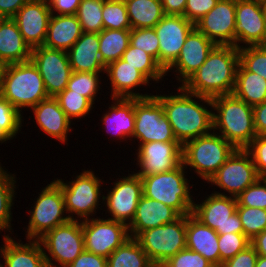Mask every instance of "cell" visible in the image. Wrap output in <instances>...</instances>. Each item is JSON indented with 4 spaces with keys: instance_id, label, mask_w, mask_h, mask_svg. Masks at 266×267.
<instances>
[{
    "instance_id": "3",
    "label": "cell",
    "mask_w": 266,
    "mask_h": 267,
    "mask_svg": "<svg viewBox=\"0 0 266 267\" xmlns=\"http://www.w3.org/2000/svg\"><path fill=\"white\" fill-rule=\"evenodd\" d=\"M213 131L220 133L236 149H245L257 136L253 107L233 93L212 98Z\"/></svg>"
},
{
    "instance_id": "2",
    "label": "cell",
    "mask_w": 266,
    "mask_h": 267,
    "mask_svg": "<svg viewBox=\"0 0 266 267\" xmlns=\"http://www.w3.org/2000/svg\"><path fill=\"white\" fill-rule=\"evenodd\" d=\"M239 65V49L231 45H215L206 61L183 84L186 91L214 98L232 94Z\"/></svg>"
},
{
    "instance_id": "10",
    "label": "cell",
    "mask_w": 266,
    "mask_h": 267,
    "mask_svg": "<svg viewBox=\"0 0 266 267\" xmlns=\"http://www.w3.org/2000/svg\"><path fill=\"white\" fill-rule=\"evenodd\" d=\"M39 242L46 250L44 256L47 267H67L85 250L82 221L69 220L47 232Z\"/></svg>"
},
{
    "instance_id": "17",
    "label": "cell",
    "mask_w": 266,
    "mask_h": 267,
    "mask_svg": "<svg viewBox=\"0 0 266 267\" xmlns=\"http://www.w3.org/2000/svg\"><path fill=\"white\" fill-rule=\"evenodd\" d=\"M235 22V47L266 45V16L261 0H236Z\"/></svg>"
},
{
    "instance_id": "28",
    "label": "cell",
    "mask_w": 266,
    "mask_h": 267,
    "mask_svg": "<svg viewBox=\"0 0 266 267\" xmlns=\"http://www.w3.org/2000/svg\"><path fill=\"white\" fill-rule=\"evenodd\" d=\"M219 234L203 225L192 214L187 215L186 248L201 254L213 266H220Z\"/></svg>"
},
{
    "instance_id": "30",
    "label": "cell",
    "mask_w": 266,
    "mask_h": 267,
    "mask_svg": "<svg viewBox=\"0 0 266 267\" xmlns=\"http://www.w3.org/2000/svg\"><path fill=\"white\" fill-rule=\"evenodd\" d=\"M32 49L24 41L13 18H0V62L3 65L30 61Z\"/></svg>"
},
{
    "instance_id": "52",
    "label": "cell",
    "mask_w": 266,
    "mask_h": 267,
    "mask_svg": "<svg viewBox=\"0 0 266 267\" xmlns=\"http://www.w3.org/2000/svg\"><path fill=\"white\" fill-rule=\"evenodd\" d=\"M67 267H107V258L84 250Z\"/></svg>"
},
{
    "instance_id": "43",
    "label": "cell",
    "mask_w": 266,
    "mask_h": 267,
    "mask_svg": "<svg viewBox=\"0 0 266 267\" xmlns=\"http://www.w3.org/2000/svg\"><path fill=\"white\" fill-rule=\"evenodd\" d=\"M239 63L250 72L266 79V45L239 48Z\"/></svg>"
},
{
    "instance_id": "37",
    "label": "cell",
    "mask_w": 266,
    "mask_h": 267,
    "mask_svg": "<svg viewBox=\"0 0 266 267\" xmlns=\"http://www.w3.org/2000/svg\"><path fill=\"white\" fill-rule=\"evenodd\" d=\"M14 174H9L0 164V232L1 230L12 234V206L14 204L16 180ZM6 230V231H5ZM10 230V231H9Z\"/></svg>"
},
{
    "instance_id": "50",
    "label": "cell",
    "mask_w": 266,
    "mask_h": 267,
    "mask_svg": "<svg viewBox=\"0 0 266 267\" xmlns=\"http://www.w3.org/2000/svg\"><path fill=\"white\" fill-rule=\"evenodd\" d=\"M219 0H186L184 17L195 24L212 8H214Z\"/></svg>"
},
{
    "instance_id": "16",
    "label": "cell",
    "mask_w": 266,
    "mask_h": 267,
    "mask_svg": "<svg viewBox=\"0 0 266 267\" xmlns=\"http://www.w3.org/2000/svg\"><path fill=\"white\" fill-rule=\"evenodd\" d=\"M113 184L107 196L103 197L107 212L112 216L108 219L125 223L128 226L135 216L138 202L143 195L142 179L133 171L128 176L118 178Z\"/></svg>"
},
{
    "instance_id": "38",
    "label": "cell",
    "mask_w": 266,
    "mask_h": 267,
    "mask_svg": "<svg viewBox=\"0 0 266 267\" xmlns=\"http://www.w3.org/2000/svg\"><path fill=\"white\" fill-rule=\"evenodd\" d=\"M103 3L104 0H81L76 17L83 32L99 33L103 30Z\"/></svg>"
},
{
    "instance_id": "34",
    "label": "cell",
    "mask_w": 266,
    "mask_h": 267,
    "mask_svg": "<svg viewBox=\"0 0 266 267\" xmlns=\"http://www.w3.org/2000/svg\"><path fill=\"white\" fill-rule=\"evenodd\" d=\"M135 238H128L107 258V267H153Z\"/></svg>"
},
{
    "instance_id": "54",
    "label": "cell",
    "mask_w": 266,
    "mask_h": 267,
    "mask_svg": "<svg viewBox=\"0 0 266 267\" xmlns=\"http://www.w3.org/2000/svg\"><path fill=\"white\" fill-rule=\"evenodd\" d=\"M254 126L257 135H266V101L253 107Z\"/></svg>"
},
{
    "instance_id": "33",
    "label": "cell",
    "mask_w": 266,
    "mask_h": 267,
    "mask_svg": "<svg viewBox=\"0 0 266 267\" xmlns=\"http://www.w3.org/2000/svg\"><path fill=\"white\" fill-rule=\"evenodd\" d=\"M131 29L154 28L165 16L161 0H124Z\"/></svg>"
},
{
    "instance_id": "24",
    "label": "cell",
    "mask_w": 266,
    "mask_h": 267,
    "mask_svg": "<svg viewBox=\"0 0 266 267\" xmlns=\"http://www.w3.org/2000/svg\"><path fill=\"white\" fill-rule=\"evenodd\" d=\"M180 216L172 207L142 195L135 216L128 225L129 236L136 238L141 232L174 222Z\"/></svg>"
},
{
    "instance_id": "8",
    "label": "cell",
    "mask_w": 266,
    "mask_h": 267,
    "mask_svg": "<svg viewBox=\"0 0 266 267\" xmlns=\"http://www.w3.org/2000/svg\"><path fill=\"white\" fill-rule=\"evenodd\" d=\"M187 215L141 232L135 239L154 265H162L186 248Z\"/></svg>"
},
{
    "instance_id": "7",
    "label": "cell",
    "mask_w": 266,
    "mask_h": 267,
    "mask_svg": "<svg viewBox=\"0 0 266 267\" xmlns=\"http://www.w3.org/2000/svg\"><path fill=\"white\" fill-rule=\"evenodd\" d=\"M53 181L61 188L66 214L68 213L70 220L83 221L90 219L91 216L96 215V209L100 208L99 205L101 204L99 202H101V199V203L103 204L104 202V195L101 194L103 192L100 190L102 187L101 183L104 181L97 177L91 169H84L71 182L65 183L64 180L62 181V179L58 178ZM73 214L77 216L74 218Z\"/></svg>"
},
{
    "instance_id": "31",
    "label": "cell",
    "mask_w": 266,
    "mask_h": 267,
    "mask_svg": "<svg viewBox=\"0 0 266 267\" xmlns=\"http://www.w3.org/2000/svg\"><path fill=\"white\" fill-rule=\"evenodd\" d=\"M82 34L76 15L52 14L44 46L67 52Z\"/></svg>"
},
{
    "instance_id": "26",
    "label": "cell",
    "mask_w": 266,
    "mask_h": 267,
    "mask_svg": "<svg viewBox=\"0 0 266 267\" xmlns=\"http://www.w3.org/2000/svg\"><path fill=\"white\" fill-rule=\"evenodd\" d=\"M3 237L4 245L0 247L3 267H47L39 240H29V243L23 244L8 234Z\"/></svg>"
},
{
    "instance_id": "44",
    "label": "cell",
    "mask_w": 266,
    "mask_h": 267,
    "mask_svg": "<svg viewBox=\"0 0 266 267\" xmlns=\"http://www.w3.org/2000/svg\"><path fill=\"white\" fill-rule=\"evenodd\" d=\"M22 118V113L0 95V129L10 139L13 140L16 134L21 131L24 121Z\"/></svg>"
},
{
    "instance_id": "19",
    "label": "cell",
    "mask_w": 266,
    "mask_h": 267,
    "mask_svg": "<svg viewBox=\"0 0 266 267\" xmlns=\"http://www.w3.org/2000/svg\"><path fill=\"white\" fill-rule=\"evenodd\" d=\"M195 24L181 15H165L154 27L159 38V64L166 70L179 56Z\"/></svg>"
},
{
    "instance_id": "59",
    "label": "cell",
    "mask_w": 266,
    "mask_h": 267,
    "mask_svg": "<svg viewBox=\"0 0 266 267\" xmlns=\"http://www.w3.org/2000/svg\"><path fill=\"white\" fill-rule=\"evenodd\" d=\"M11 140L1 129H0V143Z\"/></svg>"
},
{
    "instance_id": "62",
    "label": "cell",
    "mask_w": 266,
    "mask_h": 267,
    "mask_svg": "<svg viewBox=\"0 0 266 267\" xmlns=\"http://www.w3.org/2000/svg\"><path fill=\"white\" fill-rule=\"evenodd\" d=\"M153 267H164L163 265H154Z\"/></svg>"
},
{
    "instance_id": "56",
    "label": "cell",
    "mask_w": 266,
    "mask_h": 267,
    "mask_svg": "<svg viewBox=\"0 0 266 267\" xmlns=\"http://www.w3.org/2000/svg\"><path fill=\"white\" fill-rule=\"evenodd\" d=\"M165 15L184 16L186 0H161Z\"/></svg>"
},
{
    "instance_id": "49",
    "label": "cell",
    "mask_w": 266,
    "mask_h": 267,
    "mask_svg": "<svg viewBox=\"0 0 266 267\" xmlns=\"http://www.w3.org/2000/svg\"><path fill=\"white\" fill-rule=\"evenodd\" d=\"M260 178H266V135H257L245 148Z\"/></svg>"
},
{
    "instance_id": "45",
    "label": "cell",
    "mask_w": 266,
    "mask_h": 267,
    "mask_svg": "<svg viewBox=\"0 0 266 267\" xmlns=\"http://www.w3.org/2000/svg\"><path fill=\"white\" fill-rule=\"evenodd\" d=\"M129 44L147 52L159 63V38L154 28L130 29Z\"/></svg>"
},
{
    "instance_id": "5",
    "label": "cell",
    "mask_w": 266,
    "mask_h": 267,
    "mask_svg": "<svg viewBox=\"0 0 266 267\" xmlns=\"http://www.w3.org/2000/svg\"><path fill=\"white\" fill-rule=\"evenodd\" d=\"M235 150L231 143L213 131L182 145V163L208 182Z\"/></svg>"
},
{
    "instance_id": "60",
    "label": "cell",
    "mask_w": 266,
    "mask_h": 267,
    "mask_svg": "<svg viewBox=\"0 0 266 267\" xmlns=\"http://www.w3.org/2000/svg\"><path fill=\"white\" fill-rule=\"evenodd\" d=\"M261 3L264 9L265 16H266V0H261Z\"/></svg>"
},
{
    "instance_id": "27",
    "label": "cell",
    "mask_w": 266,
    "mask_h": 267,
    "mask_svg": "<svg viewBox=\"0 0 266 267\" xmlns=\"http://www.w3.org/2000/svg\"><path fill=\"white\" fill-rule=\"evenodd\" d=\"M99 46V33L83 32L67 51L72 71L105 74L106 66L100 58Z\"/></svg>"
},
{
    "instance_id": "21",
    "label": "cell",
    "mask_w": 266,
    "mask_h": 267,
    "mask_svg": "<svg viewBox=\"0 0 266 267\" xmlns=\"http://www.w3.org/2000/svg\"><path fill=\"white\" fill-rule=\"evenodd\" d=\"M51 15L46 0H28L13 17L31 49L44 45Z\"/></svg>"
},
{
    "instance_id": "14",
    "label": "cell",
    "mask_w": 266,
    "mask_h": 267,
    "mask_svg": "<svg viewBox=\"0 0 266 267\" xmlns=\"http://www.w3.org/2000/svg\"><path fill=\"white\" fill-rule=\"evenodd\" d=\"M84 249L108 258L128 238V226L110 219L90 218L82 221Z\"/></svg>"
},
{
    "instance_id": "23",
    "label": "cell",
    "mask_w": 266,
    "mask_h": 267,
    "mask_svg": "<svg viewBox=\"0 0 266 267\" xmlns=\"http://www.w3.org/2000/svg\"><path fill=\"white\" fill-rule=\"evenodd\" d=\"M105 73L111 84V98H145L152 96L148 93L134 92L138 86H149L150 80L136 67L129 65L121 58L108 64L105 67Z\"/></svg>"
},
{
    "instance_id": "48",
    "label": "cell",
    "mask_w": 266,
    "mask_h": 267,
    "mask_svg": "<svg viewBox=\"0 0 266 267\" xmlns=\"http://www.w3.org/2000/svg\"><path fill=\"white\" fill-rule=\"evenodd\" d=\"M164 267H212L213 265L201 254L187 248L170 257Z\"/></svg>"
},
{
    "instance_id": "36",
    "label": "cell",
    "mask_w": 266,
    "mask_h": 267,
    "mask_svg": "<svg viewBox=\"0 0 266 267\" xmlns=\"http://www.w3.org/2000/svg\"><path fill=\"white\" fill-rule=\"evenodd\" d=\"M121 59L129 63V65L136 67L150 81L159 83L158 81L167 75L162 66L150 54L130 44L122 54Z\"/></svg>"
},
{
    "instance_id": "32",
    "label": "cell",
    "mask_w": 266,
    "mask_h": 267,
    "mask_svg": "<svg viewBox=\"0 0 266 267\" xmlns=\"http://www.w3.org/2000/svg\"><path fill=\"white\" fill-rule=\"evenodd\" d=\"M233 94L252 107L262 104L266 101V79L257 73L247 71L239 63Z\"/></svg>"
},
{
    "instance_id": "58",
    "label": "cell",
    "mask_w": 266,
    "mask_h": 267,
    "mask_svg": "<svg viewBox=\"0 0 266 267\" xmlns=\"http://www.w3.org/2000/svg\"><path fill=\"white\" fill-rule=\"evenodd\" d=\"M255 267H266V257L258 255Z\"/></svg>"
},
{
    "instance_id": "46",
    "label": "cell",
    "mask_w": 266,
    "mask_h": 267,
    "mask_svg": "<svg viewBox=\"0 0 266 267\" xmlns=\"http://www.w3.org/2000/svg\"><path fill=\"white\" fill-rule=\"evenodd\" d=\"M250 245V239L244 233L219 234L220 266Z\"/></svg>"
},
{
    "instance_id": "55",
    "label": "cell",
    "mask_w": 266,
    "mask_h": 267,
    "mask_svg": "<svg viewBox=\"0 0 266 267\" xmlns=\"http://www.w3.org/2000/svg\"><path fill=\"white\" fill-rule=\"evenodd\" d=\"M28 0H0V18H13Z\"/></svg>"
},
{
    "instance_id": "51",
    "label": "cell",
    "mask_w": 266,
    "mask_h": 267,
    "mask_svg": "<svg viewBox=\"0 0 266 267\" xmlns=\"http://www.w3.org/2000/svg\"><path fill=\"white\" fill-rule=\"evenodd\" d=\"M258 254L250 244L233 258L226 260L220 267H255Z\"/></svg>"
},
{
    "instance_id": "18",
    "label": "cell",
    "mask_w": 266,
    "mask_h": 267,
    "mask_svg": "<svg viewBox=\"0 0 266 267\" xmlns=\"http://www.w3.org/2000/svg\"><path fill=\"white\" fill-rule=\"evenodd\" d=\"M138 146L136 164L140 170L135 173L140 178L173 170L182 163V145L178 141H155Z\"/></svg>"
},
{
    "instance_id": "35",
    "label": "cell",
    "mask_w": 266,
    "mask_h": 267,
    "mask_svg": "<svg viewBox=\"0 0 266 267\" xmlns=\"http://www.w3.org/2000/svg\"><path fill=\"white\" fill-rule=\"evenodd\" d=\"M99 53L105 66L120 59L130 43V29H103L99 32Z\"/></svg>"
},
{
    "instance_id": "25",
    "label": "cell",
    "mask_w": 266,
    "mask_h": 267,
    "mask_svg": "<svg viewBox=\"0 0 266 267\" xmlns=\"http://www.w3.org/2000/svg\"><path fill=\"white\" fill-rule=\"evenodd\" d=\"M38 127L47 136L66 143L68 133L72 131L71 121L61 109L55 97H48L31 108Z\"/></svg>"
},
{
    "instance_id": "61",
    "label": "cell",
    "mask_w": 266,
    "mask_h": 267,
    "mask_svg": "<svg viewBox=\"0 0 266 267\" xmlns=\"http://www.w3.org/2000/svg\"><path fill=\"white\" fill-rule=\"evenodd\" d=\"M4 65L0 62V84H1V77L3 72Z\"/></svg>"
},
{
    "instance_id": "39",
    "label": "cell",
    "mask_w": 266,
    "mask_h": 267,
    "mask_svg": "<svg viewBox=\"0 0 266 267\" xmlns=\"http://www.w3.org/2000/svg\"><path fill=\"white\" fill-rule=\"evenodd\" d=\"M100 73L102 72L73 71L65 90H71V93L81 94L94 105L95 98L97 97L96 94H99L98 91L102 89L99 87V84H101L99 83L101 79Z\"/></svg>"
},
{
    "instance_id": "12",
    "label": "cell",
    "mask_w": 266,
    "mask_h": 267,
    "mask_svg": "<svg viewBox=\"0 0 266 267\" xmlns=\"http://www.w3.org/2000/svg\"><path fill=\"white\" fill-rule=\"evenodd\" d=\"M134 139L138 143L177 141L159 99L155 96L135 98Z\"/></svg>"
},
{
    "instance_id": "53",
    "label": "cell",
    "mask_w": 266,
    "mask_h": 267,
    "mask_svg": "<svg viewBox=\"0 0 266 267\" xmlns=\"http://www.w3.org/2000/svg\"><path fill=\"white\" fill-rule=\"evenodd\" d=\"M55 15H76L81 0H46Z\"/></svg>"
},
{
    "instance_id": "11",
    "label": "cell",
    "mask_w": 266,
    "mask_h": 267,
    "mask_svg": "<svg viewBox=\"0 0 266 267\" xmlns=\"http://www.w3.org/2000/svg\"><path fill=\"white\" fill-rule=\"evenodd\" d=\"M207 196L200 204L194 203L192 215L218 234L244 233L236 198L218 191Z\"/></svg>"
},
{
    "instance_id": "22",
    "label": "cell",
    "mask_w": 266,
    "mask_h": 267,
    "mask_svg": "<svg viewBox=\"0 0 266 267\" xmlns=\"http://www.w3.org/2000/svg\"><path fill=\"white\" fill-rule=\"evenodd\" d=\"M214 46L211 40L194 28L187 36L178 58L165 72L173 70V73H177L175 78L177 77L176 79L183 84L206 61Z\"/></svg>"
},
{
    "instance_id": "13",
    "label": "cell",
    "mask_w": 266,
    "mask_h": 267,
    "mask_svg": "<svg viewBox=\"0 0 266 267\" xmlns=\"http://www.w3.org/2000/svg\"><path fill=\"white\" fill-rule=\"evenodd\" d=\"M259 178L251 155L245 149H236L207 183L236 198Z\"/></svg>"
},
{
    "instance_id": "42",
    "label": "cell",
    "mask_w": 266,
    "mask_h": 267,
    "mask_svg": "<svg viewBox=\"0 0 266 267\" xmlns=\"http://www.w3.org/2000/svg\"><path fill=\"white\" fill-rule=\"evenodd\" d=\"M244 234L252 240L266 230V210L255 207L237 206Z\"/></svg>"
},
{
    "instance_id": "47",
    "label": "cell",
    "mask_w": 266,
    "mask_h": 267,
    "mask_svg": "<svg viewBox=\"0 0 266 267\" xmlns=\"http://www.w3.org/2000/svg\"><path fill=\"white\" fill-rule=\"evenodd\" d=\"M237 206L266 210V178H259L236 197Z\"/></svg>"
},
{
    "instance_id": "20",
    "label": "cell",
    "mask_w": 266,
    "mask_h": 267,
    "mask_svg": "<svg viewBox=\"0 0 266 267\" xmlns=\"http://www.w3.org/2000/svg\"><path fill=\"white\" fill-rule=\"evenodd\" d=\"M236 0H219L195 23V28L215 45L235 46Z\"/></svg>"
},
{
    "instance_id": "4",
    "label": "cell",
    "mask_w": 266,
    "mask_h": 267,
    "mask_svg": "<svg viewBox=\"0 0 266 267\" xmlns=\"http://www.w3.org/2000/svg\"><path fill=\"white\" fill-rule=\"evenodd\" d=\"M0 95L20 112L49 97L42 76L31 60L4 65Z\"/></svg>"
},
{
    "instance_id": "41",
    "label": "cell",
    "mask_w": 266,
    "mask_h": 267,
    "mask_svg": "<svg viewBox=\"0 0 266 267\" xmlns=\"http://www.w3.org/2000/svg\"><path fill=\"white\" fill-rule=\"evenodd\" d=\"M55 98L71 122L73 119L85 118L94 108L93 104L86 97L81 94L71 93V90H64Z\"/></svg>"
},
{
    "instance_id": "15",
    "label": "cell",
    "mask_w": 266,
    "mask_h": 267,
    "mask_svg": "<svg viewBox=\"0 0 266 267\" xmlns=\"http://www.w3.org/2000/svg\"><path fill=\"white\" fill-rule=\"evenodd\" d=\"M30 60L41 74L49 97H56L67 88L73 72L67 52L42 45L32 48Z\"/></svg>"
},
{
    "instance_id": "40",
    "label": "cell",
    "mask_w": 266,
    "mask_h": 267,
    "mask_svg": "<svg viewBox=\"0 0 266 267\" xmlns=\"http://www.w3.org/2000/svg\"><path fill=\"white\" fill-rule=\"evenodd\" d=\"M102 19L103 29H131L124 0H104Z\"/></svg>"
},
{
    "instance_id": "6",
    "label": "cell",
    "mask_w": 266,
    "mask_h": 267,
    "mask_svg": "<svg viewBox=\"0 0 266 267\" xmlns=\"http://www.w3.org/2000/svg\"><path fill=\"white\" fill-rule=\"evenodd\" d=\"M183 163L177 168L154 175L142 177L143 195L164 203L180 215H191L194 206L188 179L185 177Z\"/></svg>"
},
{
    "instance_id": "9",
    "label": "cell",
    "mask_w": 266,
    "mask_h": 267,
    "mask_svg": "<svg viewBox=\"0 0 266 267\" xmlns=\"http://www.w3.org/2000/svg\"><path fill=\"white\" fill-rule=\"evenodd\" d=\"M40 192L35 205L29 210V223L26 231L27 240H39L55 227L67 223L70 219L64 213L65 203L61 188L51 181Z\"/></svg>"
},
{
    "instance_id": "29",
    "label": "cell",
    "mask_w": 266,
    "mask_h": 267,
    "mask_svg": "<svg viewBox=\"0 0 266 267\" xmlns=\"http://www.w3.org/2000/svg\"><path fill=\"white\" fill-rule=\"evenodd\" d=\"M114 102L109 111L103 114L102 122L107 134L126 141L133 137L135 130V98H111Z\"/></svg>"
},
{
    "instance_id": "1",
    "label": "cell",
    "mask_w": 266,
    "mask_h": 267,
    "mask_svg": "<svg viewBox=\"0 0 266 267\" xmlns=\"http://www.w3.org/2000/svg\"><path fill=\"white\" fill-rule=\"evenodd\" d=\"M155 96L162 104L164 115L181 145L191 139L209 134L213 130V110L206 107L207 105L213 109L211 98L190 93L182 86L177 88L175 95L156 94Z\"/></svg>"
},
{
    "instance_id": "57",
    "label": "cell",
    "mask_w": 266,
    "mask_h": 267,
    "mask_svg": "<svg viewBox=\"0 0 266 267\" xmlns=\"http://www.w3.org/2000/svg\"><path fill=\"white\" fill-rule=\"evenodd\" d=\"M250 244L254 247L258 255L266 257V230L250 240Z\"/></svg>"
}]
</instances>
